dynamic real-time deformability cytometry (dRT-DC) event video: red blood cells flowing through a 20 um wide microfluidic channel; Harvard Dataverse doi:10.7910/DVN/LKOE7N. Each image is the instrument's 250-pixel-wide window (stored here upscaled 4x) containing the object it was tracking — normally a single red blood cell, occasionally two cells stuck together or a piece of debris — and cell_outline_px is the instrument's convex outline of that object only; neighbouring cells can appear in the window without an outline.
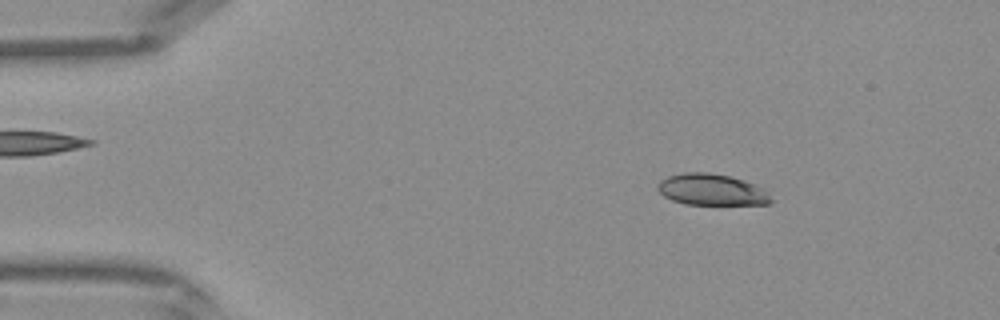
{"species": "Egyptian fruit bat (a non-hibernating species)", "species_latin": "Rousettus aegyptiacus", "temperature_condition": "warm", "stored_images_in_passage": 41, "camera_frame_rate_fps": 3000, "um_per_image_px": 0.085, "frame": {"image": 1, "passage_image": 6, "time_ms": 1.667, "image_size_px": [1000, 320], "cell_outline_px": [[772, 200], [768, 204], [684, 204], [672, 200], [664, 196], [656, 188], [660, 180], [668, 176], [684, 172], [708, 172], [728, 176], [744, 180], [756, 184], [764, 188]], "centroid_in_image_um": [60.47, 16.11], "position_along_channel_um": 24.5, "area_um2": 20.69}}
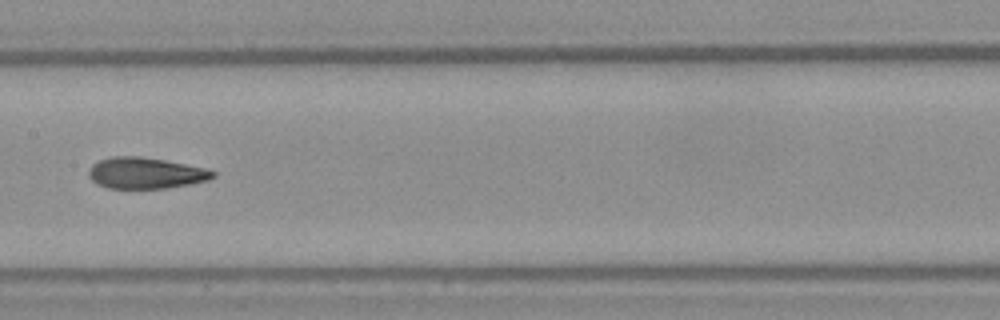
{"frame": {"image": 2, "passage_image": 21, "time_ms": 6.667, "image_size_px": [1000, 320], "cell_outline_px": [[216, 176], [208, 180], [168, 188], [108, 188], [96, 184], [88, 176], [88, 168], [92, 164], [100, 160], [112, 156], [140, 156], [164, 160], [204, 168], [216, 172]], "centroid_in_image_um": [12.34, 14.71], "position_along_channel_um": 195.1, "area_um2": 22.54}}
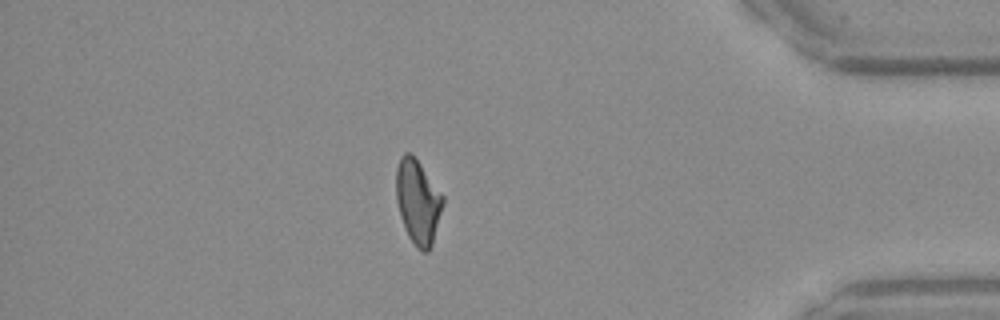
{"frame": {"image": 3, "passage_image": 36, "time_ms": 11.667, "image_size_px": [1000, 320], "cell_outline_px": [[444, 204], [432, 244], [428, 252], [424, 252], [416, 248], [408, 236], [400, 216], [396, 200], [396, 168], [400, 156], [404, 152], [412, 152], [444, 196]], "centroid_in_image_um": [35.52, 17.12], "position_along_channel_um": 399.7, "area_um2": 23.24}}